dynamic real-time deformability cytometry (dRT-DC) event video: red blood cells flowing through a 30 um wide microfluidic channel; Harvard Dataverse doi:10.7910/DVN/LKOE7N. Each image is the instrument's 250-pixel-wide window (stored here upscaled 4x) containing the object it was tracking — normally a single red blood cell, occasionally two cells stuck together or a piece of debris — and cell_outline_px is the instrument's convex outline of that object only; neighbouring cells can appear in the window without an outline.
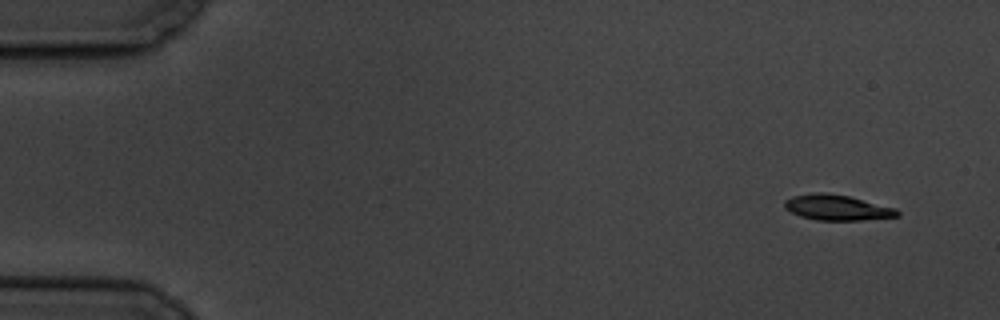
{"species": "common noctule bat (a hibernating species)", "species_latin": "Nyctalus noctula", "temperature_condition": "cold", "stored_images_in_passage": 4, "camera_frame_rate_fps": 3000, "um_per_image_px": 0.085, "animal": {"sex": "male", "body_mass_g": 19.5, "forearm_length_mm": 54.6}, "frame": {"image": 1, "passage_image": 1, "time_ms": 0.0, "image_size_px": [1000, 320], "cell_outline_px": [[900, 216], [860, 220], [816, 220], [800, 216], [784, 208], [784, 200], [792, 196], [812, 192], [824, 192], [848, 196], [896, 208], [900, 212]], "centroid_in_image_um": [71.13, 17.63], "position_along_channel_um": 13.9, "area_um2": 16.76}}
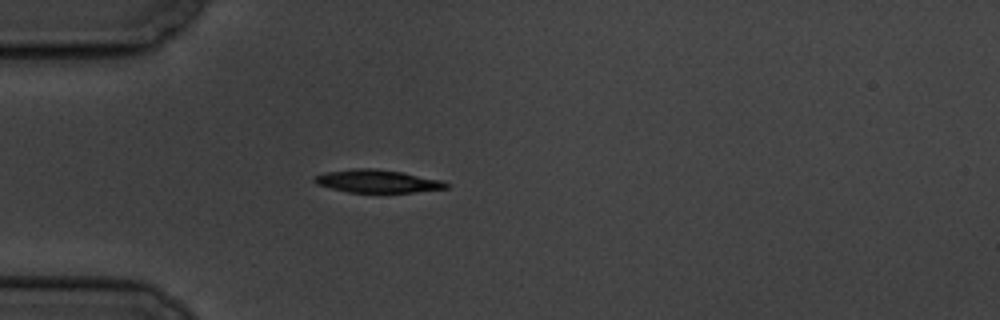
{"frame": {"image": 2, "passage_image": 4, "time_ms": 4.333, "image_size_px": [1000, 320], "cell_outline_px": [[448, 188], [412, 192], [348, 192], [316, 184], [312, 180], [316, 176], [328, 172], [356, 168], [372, 168], [400, 172], [444, 180], [448, 184]], "centroid_in_image_um": [32.1, 15.4], "position_along_channel_um": 52.9, "area_um2": 17.28}}